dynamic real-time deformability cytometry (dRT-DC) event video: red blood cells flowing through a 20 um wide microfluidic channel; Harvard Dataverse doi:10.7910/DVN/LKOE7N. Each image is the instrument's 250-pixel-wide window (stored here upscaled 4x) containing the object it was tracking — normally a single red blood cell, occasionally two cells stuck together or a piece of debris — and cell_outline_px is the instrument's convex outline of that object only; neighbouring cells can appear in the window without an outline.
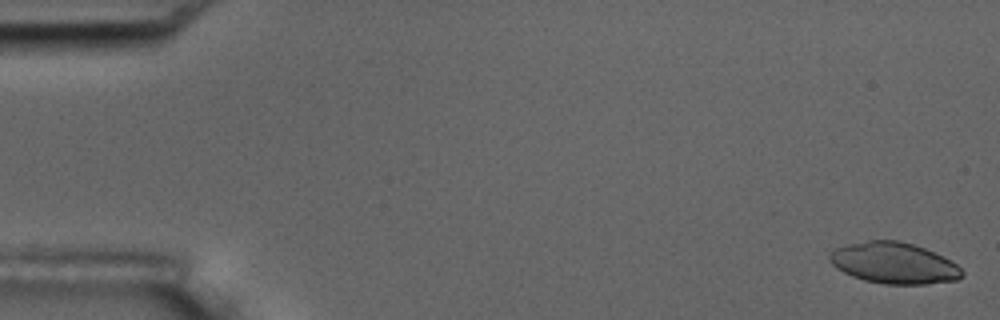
{"species": "common noctule bat (a hibernating species)", "species_latin": "Nyctalus noctula", "temperature_condition": "room temperature", "stored_images_in_passage": 6, "camera_frame_rate_fps": 3000, "um_per_image_px": 0.085, "animal": {"sex": "male", "body_mass_g": 17.5, "forearm_length_mm": 52.3}, "frame": {"image": 1, "passage_image": 1, "time_ms": 0.0, "image_size_px": [1000, 320], "cell_outline_px": [[964, 276], [956, 280], [928, 284], [884, 284], [864, 280], [852, 276], [836, 268], [828, 260], [828, 256], [836, 248], [848, 244], [868, 240], [896, 240], [912, 244], [924, 248], [956, 264], [964, 272]], "centroid_in_image_um": [75.96, 22.37], "position_along_channel_um": 9.0, "area_um2": 31.56}}